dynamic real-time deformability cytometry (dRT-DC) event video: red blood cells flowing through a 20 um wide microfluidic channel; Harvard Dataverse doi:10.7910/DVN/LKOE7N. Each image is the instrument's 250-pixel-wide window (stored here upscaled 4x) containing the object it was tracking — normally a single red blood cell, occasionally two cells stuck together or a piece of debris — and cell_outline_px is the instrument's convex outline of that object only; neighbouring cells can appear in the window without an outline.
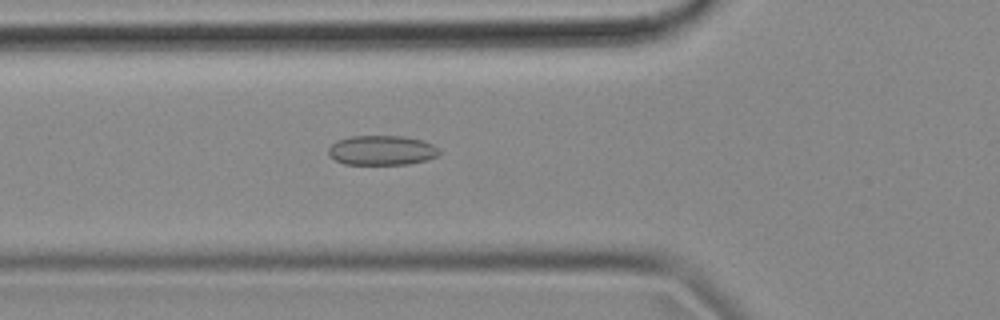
{"species": "common noctule bat (a hibernating species)", "species_latin": "Nyctalus noctula", "temperature_condition": "cold", "stored_images_in_passage": 55, "camera_frame_rate_fps": 3000, "um_per_image_px": 0.085, "animal": {"sex": "female", "body_mass_g": 18.4}, "frame": {"image": 1, "passage_image": 19, "time_ms": 6.0, "image_size_px": [1000, 320], "cell_outline_px": [[440, 152], [436, 156], [428, 160], [408, 164], [344, 164], [328, 156], [328, 148], [336, 140], [348, 136], [404, 136], [420, 140], [432, 144], [440, 148]], "centroid_in_image_um": [32.43, 12.77], "position_along_channel_um": 93.4, "area_um2": 19.31}}
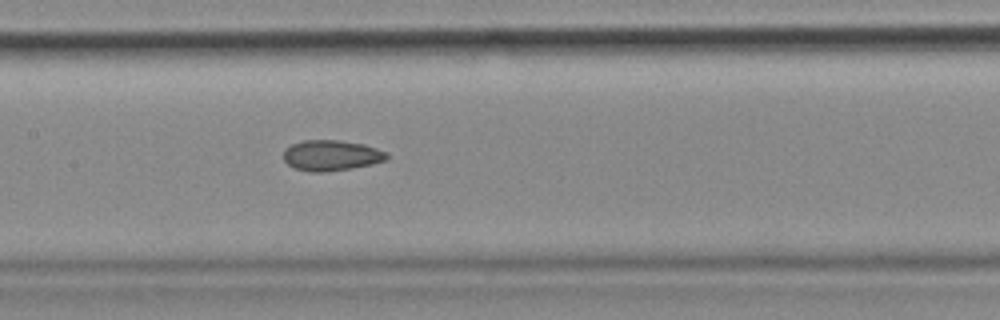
{"frame": {"image": 2, "passage_image": 26, "time_ms": 8.333, "image_size_px": [1000, 320], "cell_outline_px": [[388, 160], [372, 164], [352, 168], [324, 172], [308, 172], [296, 168], [288, 164], [284, 160], [284, 148], [292, 144], [304, 140], [336, 140], [364, 144], [388, 152]], "centroid_in_image_um": [28.18, 13.21], "position_along_channel_um": 179.2, "area_um2": 18.5}}
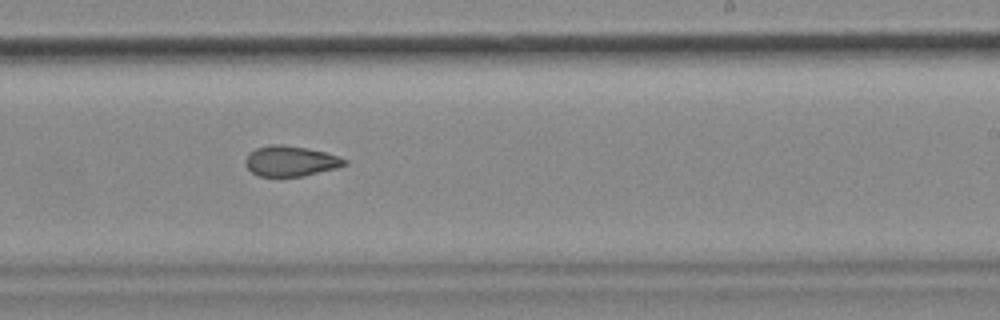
{"frame": {"image": 3, "passage_image": 33, "time_ms": 10.667, "image_size_px": [1000, 320], "cell_outline_px": [[348, 164], [336, 168], [304, 176], [256, 176], [244, 164], [244, 160], [256, 148], [268, 144], [280, 144], [304, 148], [324, 152], [348, 160]], "centroid_in_image_um": [24.68, 13.7], "position_along_channel_um": 264.3, "area_um2": 17.4}, "authors_computed_cell_mechanics": {"area_um2": 18.785, "velocity_mm_per_s": 3.6641, "shape_relaxation_time_tau1_ms": null, "shape_relaxation_time_tau2_ms": 4.0081, "deformation_change_tau1": null, "deformation_change_tau2": 0.1001}}